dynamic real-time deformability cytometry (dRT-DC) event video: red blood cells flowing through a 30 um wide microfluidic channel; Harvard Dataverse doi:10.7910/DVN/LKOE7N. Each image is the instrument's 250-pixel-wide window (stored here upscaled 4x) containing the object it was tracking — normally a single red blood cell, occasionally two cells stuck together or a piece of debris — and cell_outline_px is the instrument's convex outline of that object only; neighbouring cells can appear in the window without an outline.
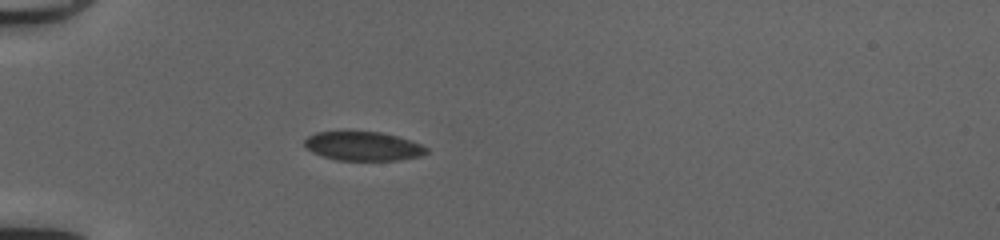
{"species": "common noctule bat (a hibernating species)", "species_latin": "Nyctalus noctula", "temperature_condition": "cold", "stored_images_in_passage": 30, "camera_frame_rate_fps": 3000, "um_per_image_px": 0.085, "animal": {"sex": "female", "body_mass_g": 20.0, "forearm_length_mm": 54.0}, "frame": {"image": 1, "passage_image": 1, "time_ms": 0.0, "image_size_px": [1000, 240], "cell_outline_px": [[428, 152], [420, 156], [400, 160], [336, 160], [312, 152], [304, 144], [304, 140], [308, 136], [316, 132], [380, 132], [396, 136], [420, 144], [428, 148]], "centroid_in_image_um": [30.87, 12.43], "position_along_channel_um": 54.1, "area_um2": 20.35}}
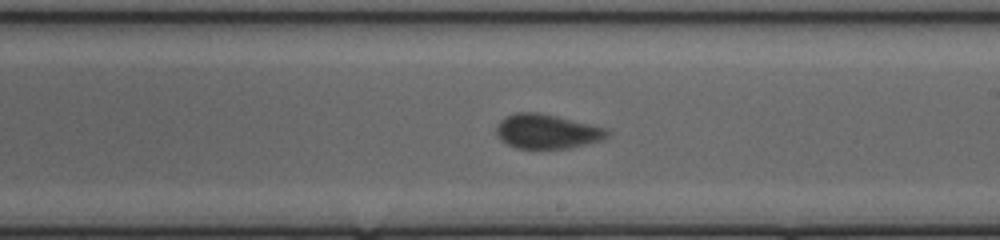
{"frame": {"image": 2, "passage_image": 16, "time_ms": 5.0, "image_size_px": [1000, 240], "cell_outline_px": [[608, 136], [600, 140], [572, 148], [516, 148], [508, 144], [496, 132], [496, 128], [500, 120], [516, 112], [536, 112], [556, 116], [604, 128], [608, 132]], "centroid_in_image_um": [46.48, 11.17], "position_along_channel_um": 242.5, "area_um2": 21.68}}
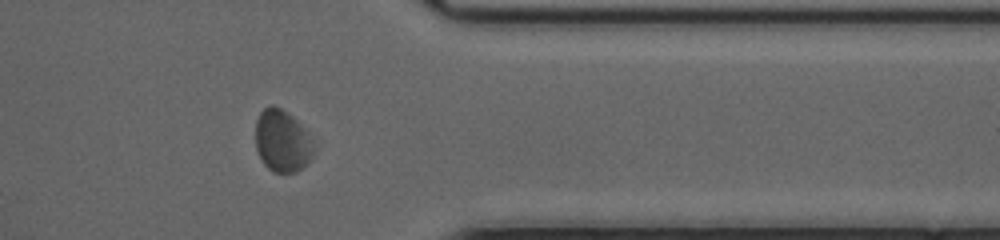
{"frame": {"image": 3, "passage_image": 27, "time_ms": 8.667, "image_size_px": [1000, 240], "cell_outline_px": [[316, 148], [308, 164], [296, 172], [272, 172], [264, 164], [256, 148], [256, 120], [260, 112], [268, 104], [272, 104], [288, 112], [308, 132]], "centroid_in_image_um": [24.01, 11.98], "position_along_channel_um": 387.4, "area_um2": 21.33}, "authors_computed_cell_mechanics": {"area_um2": 21.7328, "velocity_mm_per_s": 4.1393, "shape_relaxation_time_tau1_ms": 3.9217, "shape_relaxation_time_tau2_ms": null, "deformation_change_tau1": 0.0909, "deformation_change_tau2": null}}